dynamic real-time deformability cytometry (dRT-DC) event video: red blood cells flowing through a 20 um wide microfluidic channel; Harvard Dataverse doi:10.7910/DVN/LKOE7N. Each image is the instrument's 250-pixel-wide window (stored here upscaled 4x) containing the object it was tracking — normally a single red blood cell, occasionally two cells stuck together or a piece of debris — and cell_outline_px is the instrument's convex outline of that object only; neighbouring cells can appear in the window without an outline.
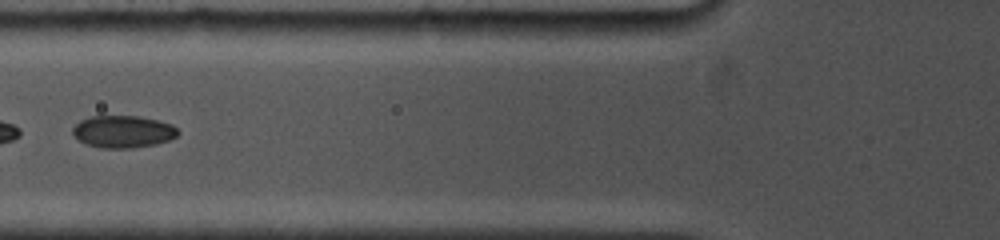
{"species": "common noctule bat (a hibernating species)", "species_latin": "Nyctalus noctula", "temperature_condition": "cold", "stored_images_in_passage": 4, "camera_frame_rate_fps": 5000, "um_per_image_px": 0.085, "animal": {"sex": "female", "body_mass_g": 19.0, "forearm_length_mm": 53.3}, "frame": {"image": 1, "passage_image": 3, "time_ms": 1.4, "image_size_px": [1000, 240], "cell_outline_px": [[180, 132], [172, 140], [156, 144], [132, 148], [100, 148], [88, 144], [80, 140], [72, 132], [72, 128], [80, 120], [88, 116], [140, 116], [172, 124]], "centroid_in_image_um": [10.48, 11.18], "position_along_channel_um": 115.3, "area_um2": 19.83}}